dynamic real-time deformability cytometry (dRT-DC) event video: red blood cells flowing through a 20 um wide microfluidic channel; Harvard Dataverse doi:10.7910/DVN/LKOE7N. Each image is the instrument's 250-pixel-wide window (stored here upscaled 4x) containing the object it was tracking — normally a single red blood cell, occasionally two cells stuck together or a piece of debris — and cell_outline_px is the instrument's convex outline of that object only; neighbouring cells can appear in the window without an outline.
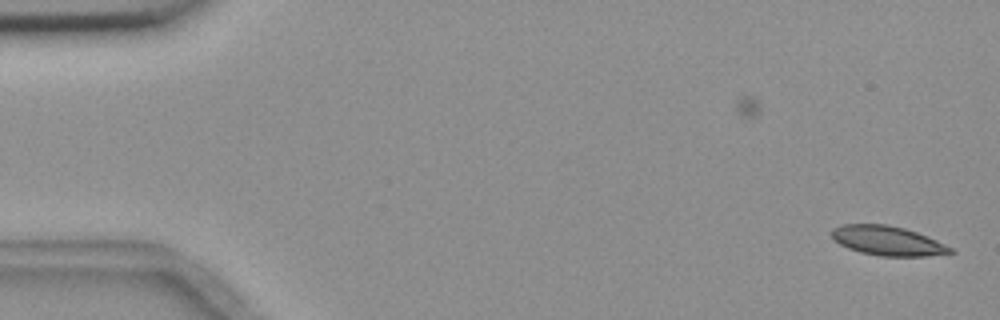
{"species": "common noctule bat (a hibernating species)", "species_latin": "Nyctalus noctula", "temperature_condition": "room temperature", "stored_images_in_passage": 2, "camera_frame_rate_fps": 3000, "um_per_image_px": 0.085, "animal": {"sex": "female", "body_mass_g": 18.4}, "frame": {"image": 1, "passage_image": 2, "time_ms": 1.333, "image_size_px": [1000, 320], "cell_outline_px": [[956, 252], [928, 256], [880, 256], [860, 252], [848, 248], [840, 244], [832, 236], [832, 228], [840, 224], [888, 224], [904, 228], [928, 236], [952, 248]], "centroid_in_image_um": [75.45, 20.46], "position_along_channel_um": 9.6, "area_um2": 20.35}}